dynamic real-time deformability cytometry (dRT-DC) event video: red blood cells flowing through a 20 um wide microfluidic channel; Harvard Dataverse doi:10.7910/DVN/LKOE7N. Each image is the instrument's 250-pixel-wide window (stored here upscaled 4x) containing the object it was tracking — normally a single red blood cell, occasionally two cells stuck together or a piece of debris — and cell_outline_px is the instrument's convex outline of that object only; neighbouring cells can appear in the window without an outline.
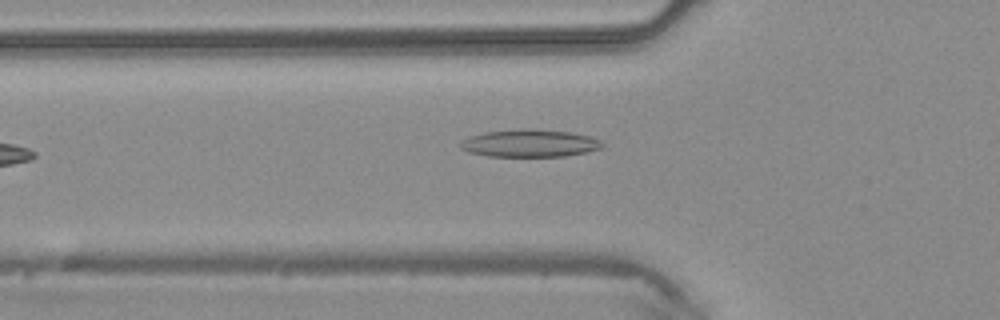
{"species": "common noctule bat (a hibernating species)", "species_latin": "Nyctalus noctula", "temperature_condition": "warm", "stored_images_in_passage": 31, "camera_frame_rate_fps": 3000, "um_per_image_px": 0.085, "animal": {"sex": "male", "body_mass_g": 20.4}, "frame": {"image": 1, "passage_image": 3, "time_ms": 0.667, "image_size_px": [1000, 320], "cell_outline_px": [[604, 148], [588, 152], [564, 156], [488, 156], [468, 152], [460, 148], [460, 144], [468, 136], [484, 132], [520, 128], [532, 128], [572, 132], [592, 136], [600, 140], [604, 144]], "centroid_in_image_um": [45.07, 12.16], "position_along_channel_um": 80.7, "area_um2": 23.12}}
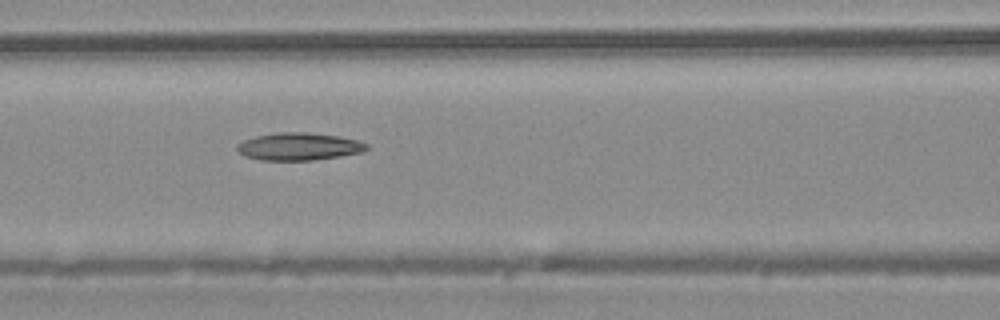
{"frame": {"image": 2, "passage_image": 7, "time_ms": 2.0, "image_size_px": [1000, 320], "cell_outline_px": [[368, 148], [360, 152], [340, 156], [312, 160], [260, 160], [244, 156], [236, 148], [236, 144], [244, 140], [256, 136], [276, 132], [308, 132], [336, 136], [356, 140], [368, 144]], "centroid_in_image_um": [25.36, 12.45], "position_along_channel_um": 141.2, "area_um2": 20.63}}
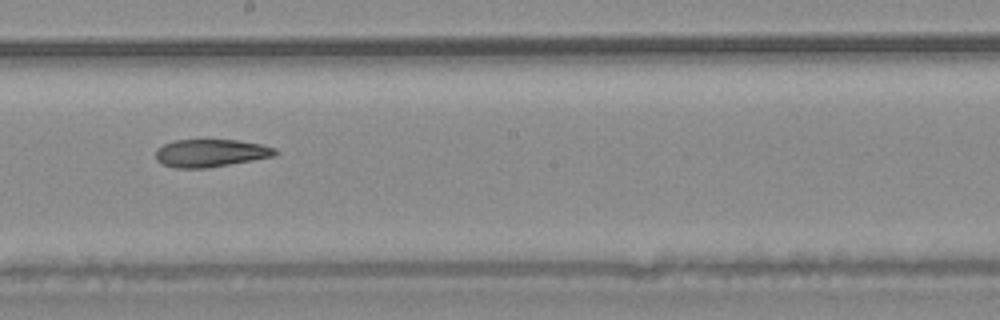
{"frame": {"image": 3, "passage_image": 13, "time_ms": 4.0, "image_size_px": [1000, 320], "cell_outline_px": [[280, 152], [276, 156], [208, 168], [176, 168], [160, 164], [156, 160], [156, 148], [164, 144], [176, 140], [236, 140], [260, 144], [276, 148]], "centroid_in_image_um": [17.91, 13.02], "position_along_channel_um": 230.3, "area_um2": 19.48}}